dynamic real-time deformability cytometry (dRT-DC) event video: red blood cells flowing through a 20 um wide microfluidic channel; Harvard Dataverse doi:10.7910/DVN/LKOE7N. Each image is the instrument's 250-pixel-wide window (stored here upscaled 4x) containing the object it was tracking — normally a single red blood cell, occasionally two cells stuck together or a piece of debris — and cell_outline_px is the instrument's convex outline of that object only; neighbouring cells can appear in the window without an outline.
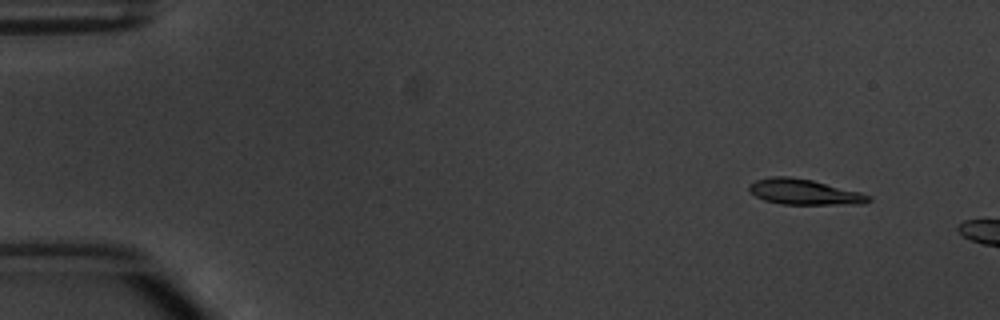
{"species": "common noctule bat (a hibernating species)", "species_latin": "Nyctalus noctula", "temperature_condition": "warm", "stored_images_in_passage": 2, "camera_frame_rate_fps": 3000, "um_per_image_px": 0.085, "animal": {"sex": "male", "body_mass_g": 20.1, "forearm_length_mm": 53.5}, "frame": {"image": 1, "passage_image": 1, "time_ms": 0.0, "image_size_px": [1000, 320], "cell_outline_px": [[872, 200], [860, 204], [780, 204], [764, 200], [756, 196], [748, 188], [748, 184], [756, 180], [772, 176], [788, 176], [812, 180], [860, 192], [872, 196]], "centroid_in_image_um": [68.35, 16.31], "position_along_channel_um": 16.6, "area_um2": 17.69}}